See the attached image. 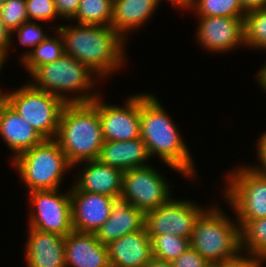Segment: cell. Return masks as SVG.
<instances>
[{
  "mask_svg": "<svg viewBox=\"0 0 266 267\" xmlns=\"http://www.w3.org/2000/svg\"><path fill=\"white\" fill-rule=\"evenodd\" d=\"M50 29L61 35L65 54L86 65L100 80L125 65L126 40L112 26L77 23Z\"/></svg>",
  "mask_w": 266,
  "mask_h": 267,
  "instance_id": "obj_1",
  "label": "cell"
},
{
  "mask_svg": "<svg viewBox=\"0 0 266 267\" xmlns=\"http://www.w3.org/2000/svg\"><path fill=\"white\" fill-rule=\"evenodd\" d=\"M155 95L140 93L141 139L150 157L159 159L189 180L197 172L192 155L181 134Z\"/></svg>",
  "mask_w": 266,
  "mask_h": 267,
  "instance_id": "obj_2",
  "label": "cell"
},
{
  "mask_svg": "<svg viewBox=\"0 0 266 267\" xmlns=\"http://www.w3.org/2000/svg\"><path fill=\"white\" fill-rule=\"evenodd\" d=\"M54 140L72 167L97 160L104 144L97 108L91 102L65 104Z\"/></svg>",
  "mask_w": 266,
  "mask_h": 267,
  "instance_id": "obj_3",
  "label": "cell"
},
{
  "mask_svg": "<svg viewBox=\"0 0 266 267\" xmlns=\"http://www.w3.org/2000/svg\"><path fill=\"white\" fill-rule=\"evenodd\" d=\"M30 75L32 82L29 83L33 87L55 95L66 104L89 103L99 95L91 91L99 77L86 65L66 54L53 63L37 67ZM65 92H73V96L70 97L68 93L66 96Z\"/></svg>",
  "mask_w": 266,
  "mask_h": 267,
  "instance_id": "obj_4",
  "label": "cell"
},
{
  "mask_svg": "<svg viewBox=\"0 0 266 267\" xmlns=\"http://www.w3.org/2000/svg\"><path fill=\"white\" fill-rule=\"evenodd\" d=\"M190 247L211 265L222 263L241 252L240 226L229 219L217 205L207 209L196 220Z\"/></svg>",
  "mask_w": 266,
  "mask_h": 267,
  "instance_id": "obj_5",
  "label": "cell"
},
{
  "mask_svg": "<svg viewBox=\"0 0 266 267\" xmlns=\"http://www.w3.org/2000/svg\"><path fill=\"white\" fill-rule=\"evenodd\" d=\"M11 161L28 192L59 189L66 171L73 168L54 139H45Z\"/></svg>",
  "mask_w": 266,
  "mask_h": 267,
  "instance_id": "obj_6",
  "label": "cell"
},
{
  "mask_svg": "<svg viewBox=\"0 0 266 267\" xmlns=\"http://www.w3.org/2000/svg\"><path fill=\"white\" fill-rule=\"evenodd\" d=\"M0 95L44 139H55L65 102L29 82L13 92H3L0 88Z\"/></svg>",
  "mask_w": 266,
  "mask_h": 267,
  "instance_id": "obj_7",
  "label": "cell"
},
{
  "mask_svg": "<svg viewBox=\"0 0 266 267\" xmlns=\"http://www.w3.org/2000/svg\"><path fill=\"white\" fill-rule=\"evenodd\" d=\"M226 178L224 200L232 207L240 229L250 220L266 218V175L253 166H239Z\"/></svg>",
  "mask_w": 266,
  "mask_h": 267,
  "instance_id": "obj_8",
  "label": "cell"
},
{
  "mask_svg": "<svg viewBox=\"0 0 266 267\" xmlns=\"http://www.w3.org/2000/svg\"><path fill=\"white\" fill-rule=\"evenodd\" d=\"M60 189L33 190L30 200L28 227L65 237L73 231L70 191L61 194Z\"/></svg>",
  "mask_w": 266,
  "mask_h": 267,
  "instance_id": "obj_9",
  "label": "cell"
},
{
  "mask_svg": "<svg viewBox=\"0 0 266 267\" xmlns=\"http://www.w3.org/2000/svg\"><path fill=\"white\" fill-rule=\"evenodd\" d=\"M165 179L151 165L128 169L123 172L120 200L141 209L144 213L156 209L172 196L170 184Z\"/></svg>",
  "mask_w": 266,
  "mask_h": 267,
  "instance_id": "obj_10",
  "label": "cell"
},
{
  "mask_svg": "<svg viewBox=\"0 0 266 267\" xmlns=\"http://www.w3.org/2000/svg\"><path fill=\"white\" fill-rule=\"evenodd\" d=\"M206 209L191 200L171 198L145 213L144 227L150 239L167 233L190 239L196 220Z\"/></svg>",
  "mask_w": 266,
  "mask_h": 267,
  "instance_id": "obj_11",
  "label": "cell"
},
{
  "mask_svg": "<svg viewBox=\"0 0 266 267\" xmlns=\"http://www.w3.org/2000/svg\"><path fill=\"white\" fill-rule=\"evenodd\" d=\"M91 103L99 112L104 141H129L141 137L140 93L129 96L124 106L103 103L100 95Z\"/></svg>",
  "mask_w": 266,
  "mask_h": 267,
  "instance_id": "obj_12",
  "label": "cell"
},
{
  "mask_svg": "<svg viewBox=\"0 0 266 267\" xmlns=\"http://www.w3.org/2000/svg\"><path fill=\"white\" fill-rule=\"evenodd\" d=\"M196 38L209 52H227L244 45V17L198 16Z\"/></svg>",
  "mask_w": 266,
  "mask_h": 267,
  "instance_id": "obj_13",
  "label": "cell"
},
{
  "mask_svg": "<svg viewBox=\"0 0 266 267\" xmlns=\"http://www.w3.org/2000/svg\"><path fill=\"white\" fill-rule=\"evenodd\" d=\"M117 199L98 193L70 189L72 226L74 231L95 233L109 218Z\"/></svg>",
  "mask_w": 266,
  "mask_h": 267,
  "instance_id": "obj_14",
  "label": "cell"
},
{
  "mask_svg": "<svg viewBox=\"0 0 266 267\" xmlns=\"http://www.w3.org/2000/svg\"><path fill=\"white\" fill-rule=\"evenodd\" d=\"M0 135L12 151V160L45 140L1 95Z\"/></svg>",
  "mask_w": 266,
  "mask_h": 267,
  "instance_id": "obj_15",
  "label": "cell"
},
{
  "mask_svg": "<svg viewBox=\"0 0 266 267\" xmlns=\"http://www.w3.org/2000/svg\"><path fill=\"white\" fill-rule=\"evenodd\" d=\"M66 267H111L107 245L95 233L72 231L65 236Z\"/></svg>",
  "mask_w": 266,
  "mask_h": 267,
  "instance_id": "obj_16",
  "label": "cell"
},
{
  "mask_svg": "<svg viewBox=\"0 0 266 267\" xmlns=\"http://www.w3.org/2000/svg\"><path fill=\"white\" fill-rule=\"evenodd\" d=\"M79 164L83 166L79 169L81 172L76 179L77 182L74 181V186L79 191L104 194L117 200L120 199L123 171L98 160L85 161L76 165L79 167Z\"/></svg>",
  "mask_w": 266,
  "mask_h": 267,
  "instance_id": "obj_17",
  "label": "cell"
},
{
  "mask_svg": "<svg viewBox=\"0 0 266 267\" xmlns=\"http://www.w3.org/2000/svg\"><path fill=\"white\" fill-rule=\"evenodd\" d=\"M28 232L25 244L28 267H66L65 237L33 228Z\"/></svg>",
  "mask_w": 266,
  "mask_h": 267,
  "instance_id": "obj_18",
  "label": "cell"
},
{
  "mask_svg": "<svg viewBox=\"0 0 266 267\" xmlns=\"http://www.w3.org/2000/svg\"><path fill=\"white\" fill-rule=\"evenodd\" d=\"M111 267H144L152 258V243L145 227L107 245Z\"/></svg>",
  "mask_w": 266,
  "mask_h": 267,
  "instance_id": "obj_19",
  "label": "cell"
},
{
  "mask_svg": "<svg viewBox=\"0 0 266 267\" xmlns=\"http://www.w3.org/2000/svg\"><path fill=\"white\" fill-rule=\"evenodd\" d=\"M145 213L122 200H116L109 218L95 232L97 239L104 245L135 231L142 230Z\"/></svg>",
  "mask_w": 266,
  "mask_h": 267,
  "instance_id": "obj_20",
  "label": "cell"
},
{
  "mask_svg": "<svg viewBox=\"0 0 266 267\" xmlns=\"http://www.w3.org/2000/svg\"><path fill=\"white\" fill-rule=\"evenodd\" d=\"M149 159L151 157L141 137L129 141H104L97 158L99 162L123 172L148 166Z\"/></svg>",
  "mask_w": 266,
  "mask_h": 267,
  "instance_id": "obj_21",
  "label": "cell"
},
{
  "mask_svg": "<svg viewBox=\"0 0 266 267\" xmlns=\"http://www.w3.org/2000/svg\"><path fill=\"white\" fill-rule=\"evenodd\" d=\"M159 4V0H114L111 26L127 40L126 35L145 25Z\"/></svg>",
  "mask_w": 266,
  "mask_h": 267,
  "instance_id": "obj_22",
  "label": "cell"
},
{
  "mask_svg": "<svg viewBox=\"0 0 266 267\" xmlns=\"http://www.w3.org/2000/svg\"><path fill=\"white\" fill-rule=\"evenodd\" d=\"M65 54L61 35L55 30V37H47L38 46L21 56V63L31 74L37 67L53 63Z\"/></svg>",
  "mask_w": 266,
  "mask_h": 267,
  "instance_id": "obj_23",
  "label": "cell"
},
{
  "mask_svg": "<svg viewBox=\"0 0 266 267\" xmlns=\"http://www.w3.org/2000/svg\"><path fill=\"white\" fill-rule=\"evenodd\" d=\"M114 0H80L75 16L78 24L111 26Z\"/></svg>",
  "mask_w": 266,
  "mask_h": 267,
  "instance_id": "obj_24",
  "label": "cell"
},
{
  "mask_svg": "<svg viewBox=\"0 0 266 267\" xmlns=\"http://www.w3.org/2000/svg\"><path fill=\"white\" fill-rule=\"evenodd\" d=\"M241 251L266 258V218L248 221L241 229Z\"/></svg>",
  "mask_w": 266,
  "mask_h": 267,
  "instance_id": "obj_25",
  "label": "cell"
},
{
  "mask_svg": "<svg viewBox=\"0 0 266 267\" xmlns=\"http://www.w3.org/2000/svg\"><path fill=\"white\" fill-rule=\"evenodd\" d=\"M244 45L266 51V8L247 12L244 17Z\"/></svg>",
  "mask_w": 266,
  "mask_h": 267,
  "instance_id": "obj_26",
  "label": "cell"
},
{
  "mask_svg": "<svg viewBox=\"0 0 266 267\" xmlns=\"http://www.w3.org/2000/svg\"><path fill=\"white\" fill-rule=\"evenodd\" d=\"M189 9L197 16L245 17L241 0H192Z\"/></svg>",
  "mask_w": 266,
  "mask_h": 267,
  "instance_id": "obj_27",
  "label": "cell"
},
{
  "mask_svg": "<svg viewBox=\"0 0 266 267\" xmlns=\"http://www.w3.org/2000/svg\"><path fill=\"white\" fill-rule=\"evenodd\" d=\"M153 257L173 262L190 247V239L170 233L151 239Z\"/></svg>",
  "mask_w": 266,
  "mask_h": 267,
  "instance_id": "obj_28",
  "label": "cell"
},
{
  "mask_svg": "<svg viewBox=\"0 0 266 267\" xmlns=\"http://www.w3.org/2000/svg\"><path fill=\"white\" fill-rule=\"evenodd\" d=\"M5 27L12 33L29 18L26 10L25 0H5L0 15Z\"/></svg>",
  "mask_w": 266,
  "mask_h": 267,
  "instance_id": "obj_29",
  "label": "cell"
},
{
  "mask_svg": "<svg viewBox=\"0 0 266 267\" xmlns=\"http://www.w3.org/2000/svg\"><path fill=\"white\" fill-rule=\"evenodd\" d=\"M18 39V42L27 47L38 46L42 41H44L48 34L43 30L42 26L36 21H28L23 23L18 27L14 32L11 33V36L15 35Z\"/></svg>",
  "mask_w": 266,
  "mask_h": 267,
  "instance_id": "obj_30",
  "label": "cell"
},
{
  "mask_svg": "<svg viewBox=\"0 0 266 267\" xmlns=\"http://www.w3.org/2000/svg\"><path fill=\"white\" fill-rule=\"evenodd\" d=\"M29 21H50L58 19L54 0H25Z\"/></svg>",
  "mask_w": 266,
  "mask_h": 267,
  "instance_id": "obj_31",
  "label": "cell"
},
{
  "mask_svg": "<svg viewBox=\"0 0 266 267\" xmlns=\"http://www.w3.org/2000/svg\"><path fill=\"white\" fill-rule=\"evenodd\" d=\"M263 262H266V258L241 251L237 256L216 265L217 267H262Z\"/></svg>",
  "mask_w": 266,
  "mask_h": 267,
  "instance_id": "obj_32",
  "label": "cell"
},
{
  "mask_svg": "<svg viewBox=\"0 0 266 267\" xmlns=\"http://www.w3.org/2000/svg\"><path fill=\"white\" fill-rule=\"evenodd\" d=\"M173 267H210L205 258L192 247H189L182 255L173 262Z\"/></svg>",
  "mask_w": 266,
  "mask_h": 267,
  "instance_id": "obj_33",
  "label": "cell"
},
{
  "mask_svg": "<svg viewBox=\"0 0 266 267\" xmlns=\"http://www.w3.org/2000/svg\"><path fill=\"white\" fill-rule=\"evenodd\" d=\"M14 38L11 36V32L5 27L4 23L0 18V71L2 67L5 65L7 60V55L10 50L11 43H14L12 40Z\"/></svg>",
  "mask_w": 266,
  "mask_h": 267,
  "instance_id": "obj_34",
  "label": "cell"
},
{
  "mask_svg": "<svg viewBox=\"0 0 266 267\" xmlns=\"http://www.w3.org/2000/svg\"><path fill=\"white\" fill-rule=\"evenodd\" d=\"M80 0H54L59 18L70 20L78 9Z\"/></svg>",
  "mask_w": 266,
  "mask_h": 267,
  "instance_id": "obj_35",
  "label": "cell"
},
{
  "mask_svg": "<svg viewBox=\"0 0 266 267\" xmlns=\"http://www.w3.org/2000/svg\"><path fill=\"white\" fill-rule=\"evenodd\" d=\"M257 156L260 165L253 166L257 171L266 175V131L258 138L257 144Z\"/></svg>",
  "mask_w": 266,
  "mask_h": 267,
  "instance_id": "obj_36",
  "label": "cell"
},
{
  "mask_svg": "<svg viewBox=\"0 0 266 267\" xmlns=\"http://www.w3.org/2000/svg\"><path fill=\"white\" fill-rule=\"evenodd\" d=\"M242 10L247 13L266 8V0H241Z\"/></svg>",
  "mask_w": 266,
  "mask_h": 267,
  "instance_id": "obj_37",
  "label": "cell"
},
{
  "mask_svg": "<svg viewBox=\"0 0 266 267\" xmlns=\"http://www.w3.org/2000/svg\"><path fill=\"white\" fill-rule=\"evenodd\" d=\"M144 267H173V263L153 257Z\"/></svg>",
  "mask_w": 266,
  "mask_h": 267,
  "instance_id": "obj_38",
  "label": "cell"
},
{
  "mask_svg": "<svg viewBox=\"0 0 266 267\" xmlns=\"http://www.w3.org/2000/svg\"><path fill=\"white\" fill-rule=\"evenodd\" d=\"M257 76V84L266 92V63L262 65Z\"/></svg>",
  "mask_w": 266,
  "mask_h": 267,
  "instance_id": "obj_39",
  "label": "cell"
},
{
  "mask_svg": "<svg viewBox=\"0 0 266 267\" xmlns=\"http://www.w3.org/2000/svg\"><path fill=\"white\" fill-rule=\"evenodd\" d=\"M159 1L161 3L162 0ZM168 1L174 6V8L179 7L178 10L181 8H183L184 10L186 8V10H188L192 0H168Z\"/></svg>",
  "mask_w": 266,
  "mask_h": 267,
  "instance_id": "obj_40",
  "label": "cell"
},
{
  "mask_svg": "<svg viewBox=\"0 0 266 267\" xmlns=\"http://www.w3.org/2000/svg\"><path fill=\"white\" fill-rule=\"evenodd\" d=\"M4 2H5V0H0V15H1V12H2V8H3V5H4Z\"/></svg>",
  "mask_w": 266,
  "mask_h": 267,
  "instance_id": "obj_41",
  "label": "cell"
}]
</instances>
